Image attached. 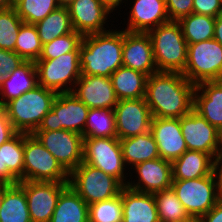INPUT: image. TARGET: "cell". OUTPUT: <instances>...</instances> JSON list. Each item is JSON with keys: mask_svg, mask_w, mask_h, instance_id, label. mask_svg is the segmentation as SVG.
<instances>
[{"mask_svg": "<svg viewBox=\"0 0 222 222\" xmlns=\"http://www.w3.org/2000/svg\"><path fill=\"white\" fill-rule=\"evenodd\" d=\"M180 72H156L147 78L145 100L152 117L181 118L193 109L194 90Z\"/></svg>", "mask_w": 222, "mask_h": 222, "instance_id": "cell-1", "label": "cell"}, {"mask_svg": "<svg viewBox=\"0 0 222 222\" xmlns=\"http://www.w3.org/2000/svg\"><path fill=\"white\" fill-rule=\"evenodd\" d=\"M123 28L84 35L80 45L81 74L110 77L123 66Z\"/></svg>", "mask_w": 222, "mask_h": 222, "instance_id": "cell-2", "label": "cell"}, {"mask_svg": "<svg viewBox=\"0 0 222 222\" xmlns=\"http://www.w3.org/2000/svg\"><path fill=\"white\" fill-rule=\"evenodd\" d=\"M147 33L152 41L158 72L183 73L187 63L188 43L179 22H166Z\"/></svg>", "mask_w": 222, "mask_h": 222, "instance_id": "cell-3", "label": "cell"}, {"mask_svg": "<svg viewBox=\"0 0 222 222\" xmlns=\"http://www.w3.org/2000/svg\"><path fill=\"white\" fill-rule=\"evenodd\" d=\"M56 96L55 91L38 85L7 102L3 107L17 132L33 134L43 117L51 110Z\"/></svg>", "mask_w": 222, "mask_h": 222, "instance_id": "cell-4", "label": "cell"}, {"mask_svg": "<svg viewBox=\"0 0 222 222\" xmlns=\"http://www.w3.org/2000/svg\"><path fill=\"white\" fill-rule=\"evenodd\" d=\"M68 184L88 205L111 199L124 187L117 178L84 162L69 173Z\"/></svg>", "mask_w": 222, "mask_h": 222, "instance_id": "cell-5", "label": "cell"}, {"mask_svg": "<svg viewBox=\"0 0 222 222\" xmlns=\"http://www.w3.org/2000/svg\"><path fill=\"white\" fill-rule=\"evenodd\" d=\"M23 181L69 182V173L34 134L24 133Z\"/></svg>", "mask_w": 222, "mask_h": 222, "instance_id": "cell-6", "label": "cell"}, {"mask_svg": "<svg viewBox=\"0 0 222 222\" xmlns=\"http://www.w3.org/2000/svg\"><path fill=\"white\" fill-rule=\"evenodd\" d=\"M83 162L117 178L124 186L129 181L130 171L126 169L118 138H83Z\"/></svg>", "mask_w": 222, "mask_h": 222, "instance_id": "cell-7", "label": "cell"}, {"mask_svg": "<svg viewBox=\"0 0 222 222\" xmlns=\"http://www.w3.org/2000/svg\"><path fill=\"white\" fill-rule=\"evenodd\" d=\"M182 74L195 85L222 80V45L214 38L188 44L187 63Z\"/></svg>", "mask_w": 222, "mask_h": 222, "instance_id": "cell-8", "label": "cell"}, {"mask_svg": "<svg viewBox=\"0 0 222 222\" xmlns=\"http://www.w3.org/2000/svg\"><path fill=\"white\" fill-rule=\"evenodd\" d=\"M35 66L38 85L56 93L72 92L81 76L79 51H72L55 59L37 60Z\"/></svg>", "mask_w": 222, "mask_h": 222, "instance_id": "cell-9", "label": "cell"}, {"mask_svg": "<svg viewBox=\"0 0 222 222\" xmlns=\"http://www.w3.org/2000/svg\"><path fill=\"white\" fill-rule=\"evenodd\" d=\"M89 108L72 92L57 93L36 131L68 130L83 134Z\"/></svg>", "mask_w": 222, "mask_h": 222, "instance_id": "cell-10", "label": "cell"}, {"mask_svg": "<svg viewBox=\"0 0 222 222\" xmlns=\"http://www.w3.org/2000/svg\"><path fill=\"white\" fill-rule=\"evenodd\" d=\"M171 187L190 217L199 218L218 203L214 172L197 179L173 180Z\"/></svg>", "mask_w": 222, "mask_h": 222, "instance_id": "cell-11", "label": "cell"}, {"mask_svg": "<svg viewBox=\"0 0 222 222\" xmlns=\"http://www.w3.org/2000/svg\"><path fill=\"white\" fill-rule=\"evenodd\" d=\"M43 146L70 173L83 162V136L68 130L35 131Z\"/></svg>", "mask_w": 222, "mask_h": 222, "instance_id": "cell-12", "label": "cell"}, {"mask_svg": "<svg viewBox=\"0 0 222 222\" xmlns=\"http://www.w3.org/2000/svg\"><path fill=\"white\" fill-rule=\"evenodd\" d=\"M181 132L188 150L210 154L215 160L220 153L219 130L192 109L180 118Z\"/></svg>", "mask_w": 222, "mask_h": 222, "instance_id": "cell-13", "label": "cell"}, {"mask_svg": "<svg viewBox=\"0 0 222 222\" xmlns=\"http://www.w3.org/2000/svg\"><path fill=\"white\" fill-rule=\"evenodd\" d=\"M26 194L27 205L32 222H50L61 192L68 182H34L18 183Z\"/></svg>", "mask_w": 222, "mask_h": 222, "instance_id": "cell-14", "label": "cell"}, {"mask_svg": "<svg viewBox=\"0 0 222 222\" xmlns=\"http://www.w3.org/2000/svg\"><path fill=\"white\" fill-rule=\"evenodd\" d=\"M113 110L118 139L134 137L150 131L152 114L145 97L119 100Z\"/></svg>", "mask_w": 222, "mask_h": 222, "instance_id": "cell-15", "label": "cell"}, {"mask_svg": "<svg viewBox=\"0 0 222 222\" xmlns=\"http://www.w3.org/2000/svg\"><path fill=\"white\" fill-rule=\"evenodd\" d=\"M132 168L129 170L133 172H129L131 181L129 179L127 187L149 194L171 188L173 182L172 162L159 157L139 163ZM133 173H135L136 180L132 178Z\"/></svg>", "mask_w": 222, "mask_h": 222, "instance_id": "cell-16", "label": "cell"}, {"mask_svg": "<svg viewBox=\"0 0 222 222\" xmlns=\"http://www.w3.org/2000/svg\"><path fill=\"white\" fill-rule=\"evenodd\" d=\"M67 8L73 29L83 36L110 30L107 19L112 12L100 0H74Z\"/></svg>", "mask_w": 222, "mask_h": 222, "instance_id": "cell-17", "label": "cell"}, {"mask_svg": "<svg viewBox=\"0 0 222 222\" xmlns=\"http://www.w3.org/2000/svg\"><path fill=\"white\" fill-rule=\"evenodd\" d=\"M123 66L146 74L158 72L152 41L148 33L128 32L123 29Z\"/></svg>", "mask_w": 222, "mask_h": 222, "instance_id": "cell-18", "label": "cell"}, {"mask_svg": "<svg viewBox=\"0 0 222 222\" xmlns=\"http://www.w3.org/2000/svg\"><path fill=\"white\" fill-rule=\"evenodd\" d=\"M72 93L89 109H114L118 102L110 77L81 74Z\"/></svg>", "mask_w": 222, "mask_h": 222, "instance_id": "cell-19", "label": "cell"}, {"mask_svg": "<svg viewBox=\"0 0 222 222\" xmlns=\"http://www.w3.org/2000/svg\"><path fill=\"white\" fill-rule=\"evenodd\" d=\"M150 131L162 159L173 162L188 150L179 118L152 117Z\"/></svg>", "mask_w": 222, "mask_h": 222, "instance_id": "cell-20", "label": "cell"}, {"mask_svg": "<svg viewBox=\"0 0 222 222\" xmlns=\"http://www.w3.org/2000/svg\"><path fill=\"white\" fill-rule=\"evenodd\" d=\"M125 31L147 33L169 22L165 0H132Z\"/></svg>", "mask_w": 222, "mask_h": 222, "instance_id": "cell-21", "label": "cell"}, {"mask_svg": "<svg viewBox=\"0 0 222 222\" xmlns=\"http://www.w3.org/2000/svg\"><path fill=\"white\" fill-rule=\"evenodd\" d=\"M193 109L220 131L222 129V80L198 83L194 90Z\"/></svg>", "mask_w": 222, "mask_h": 222, "instance_id": "cell-22", "label": "cell"}, {"mask_svg": "<svg viewBox=\"0 0 222 222\" xmlns=\"http://www.w3.org/2000/svg\"><path fill=\"white\" fill-rule=\"evenodd\" d=\"M24 133L17 132L0 146V183L13 185L23 181Z\"/></svg>", "mask_w": 222, "mask_h": 222, "instance_id": "cell-23", "label": "cell"}, {"mask_svg": "<svg viewBox=\"0 0 222 222\" xmlns=\"http://www.w3.org/2000/svg\"><path fill=\"white\" fill-rule=\"evenodd\" d=\"M123 222H159L154 195L124 186L121 190Z\"/></svg>", "mask_w": 222, "mask_h": 222, "instance_id": "cell-24", "label": "cell"}, {"mask_svg": "<svg viewBox=\"0 0 222 222\" xmlns=\"http://www.w3.org/2000/svg\"><path fill=\"white\" fill-rule=\"evenodd\" d=\"M216 160L207 153L187 150L172 162L173 180L205 177L214 172Z\"/></svg>", "mask_w": 222, "mask_h": 222, "instance_id": "cell-25", "label": "cell"}, {"mask_svg": "<svg viewBox=\"0 0 222 222\" xmlns=\"http://www.w3.org/2000/svg\"><path fill=\"white\" fill-rule=\"evenodd\" d=\"M38 86L37 71L34 61H24L0 86V106Z\"/></svg>", "mask_w": 222, "mask_h": 222, "instance_id": "cell-26", "label": "cell"}, {"mask_svg": "<svg viewBox=\"0 0 222 222\" xmlns=\"http://www.w3.org/2000/svg\"><path fill=\"white\" fill-rule=\"evenodd\" d=\"M127 169L135 165L159 158V151L151 131L134 137L119 139Z\"/></svg>", "mask_w": 222, "mask_h": 222, "instance_id": "cell-27", "label": "cell"}, {"mask_svg": "<svg viewBox=\"0 0 222 222\" xmlns=\"http://www.w3.org/2000/svg\"><path fill=\"white\" fill-rule=\"evenodd\" d=\"M147 78L146 74L124 66L110 76L118 101L145 97Z\"/></svg>", "mask_w": 222, "mask_h": 222, "instance_id": "cell-28", "label": "cell"}, {"mask_svg": "<svg viewBox=\"0 0 222 222\" xmlns=\"http://www.w3.org/2000/svg\"><path fill=\"white\" fill-rule=\"evenodd\" d=\"M50 222H89L88 204L68 185L58 198Z\"/></svg>", "mask_w": 222, "mask_h": 222, "instance_id": "cell-29", "label": "cell"}, {"mask_svg": "<svg viewBox=\"0 0 222 222\" xmlns=\"http://www.w3.org/2000/svg\"><path fill=\"white\" fill-rule=\"evenodd\" d=\"M0 222H32L26 194L19 184H4V197L0 207Z\"/></svg>", "mask_w": 222, "mask_h": 222, "instance_id": "cell-30", "label": "cell"}, {"mask_svg": "<svg viewBox=\"0 0 222 222\" xmlns=\"http://www.w3.org/2000/svg\"><path fill=\"white\" fill-rule=\"evenodd\" d=\"M35 26L42 45L74 31L67 7H58Z\"/></svg>", "mask_w": 222, "mask_h": 222, "instance_id": "cell-31", "label": "cell"}, {"mask_svg": "<svg viewBox=\"0 0 222 222\" xmlns=\"http://www.w3.org/2000/svg\"><path fill=\"white\" fill-rule=\"evenodd\" d=\"M215 21V17L191 13L181 18L178 22L186 42L195 44L214 37Z\"/></svg>", "mask_w": 222, "mask_h": 222, "instance_id": "cell-32", "label": "cell"}, {"mask_svg": "<svg viewBox=\"0 0 222 222\" xmlns=\"http://www.w3.org/2000/svg\"><path fill=\"white\" fill-rule=\"evenodd\" d=\"M82 136L83 138H118L114 110L109 108L89 109Z\"/></svg>", "mask_w": 222, "mask_h": 222, "instance_id": "cell-33", "label": "cell"}, {"mask_svg": "<svg viewBox=\"0 0 222 222\" xmlns=\"http://www.w3.org/2000/svg\"><path fill=\"white\" fill-rule=\"evenodd\" d=\"M153 195L159 222H179L191 218L172 187Z\"/></svg>", "mask_w": 222, "mask_h": 222, "instance_id": "cell-34", "label": "cell"}, {"mask_svg": "<svg viewBox=\"0 0 222 222\" xmlns=\"http://www.w3.org/2000/svg\"><path fill=\"white\" fill-rule=\"evenodd\" d=\"M40 41L35 24L23 22L19 28L14 51L24 61H37L42 53Z\"/></svg>", "mask_w": 222, "mask_h": 222, "instance_id": "cell-35", "label": "cell"}, {"mask_svg": "<svg viewBox=\"0 0 222 222\" xmlns=\"http://www.w3.org/2000/svg\"><path fill=\"white\" fill-rule=\"evenodd\" d=\"M59 7L57 0H16L14 8L23 22L36 24Z\"/></svg>", "mask_w": 222, "mask_h": 222, "instance_id": "cell-36", "label": "cell"}, {"mask_svg": "<svg viewBox=\"0 0 222 222\" xmlns=\"http://www.w3.org/2000/svg\"><path fill=\"white\" fill-rule=\"evenodd\" d=\"M89 222H123L121 193L111 199L88 205Z\"/></svg>", "mask_w": 222, "mask_h": 222, "instance_id": "cell-37", "label": "cell"}, {"mask_svg": "<svg viewBox=\"0 0 222 222\" xmlns=\"http://www.w3.org/2000/svg\"><path fill=\"white\" fill-rule=\"evenodd\" d=\"M82 39L83 35L75 30L69 34L59 36L42 46V53L38 60L55 59L72 51H80Z\"/></svg>", "mask_w": 222, "mask_h": 222, "instance_id": "cell-38", "label": "cell"}, {"mask_svg": "<svg viewBox=\"0 0 222 222\" xmlns=\"http://www.w3.org/2000/svg\"><path fill=\"white\" fill-rule=\"evenodd\" d=\"M23 21L14 7L0 10V48L14 51L19 28Z\"/></svg>", "mask_w": 222, "mask_h": 222, "instance_id": "cell-39", "label": "cell"}, {"mask_svg": "<svg viewBox=\"0 0 222 222\" xmlns=\"http://www.w3.org/2000/svg\"><path fill=\"white\" fill-rule=\"evenodd\" d=\"M24 60L15 52L0 48V86Z\"/></svg>", "mask_w": 222, "mask_h": 222, "instance_id": "cell-40", "label": "cell"}, {"mask_svg": "<svg viewBox=\"0 0 222 222\" xmlns=\"http://www.w3.org/2000/svg\"><path fill=\"white\" fill-rule=\"evenodd\" d=\"M170 21H179L193 12V0H165Z\"/></svg>", "mask_w": 222, "mask_h": 222, "instance_id": "cell-41", "label": "cell"}, {"mask_svg": "<svg viewBox=\"0 0 222 222\" xmlns=\"http://www.w3.org/2000/svg\"><path fill=\"white\" fill-rule=\"evenodd\" d=\"M222 8L219 0H193V12L197 14L218 17Z\"/></svg>", "mask_w": 222, "mask_h": 222, "instance_id": "cell-42", "label": "cell"}, {"mask_svg": "<svg viewBox=\"0 0 222 222\" xmlns=\"http://www.w3.org/2000/svg\"><path fill=\"white\" fill-rule=\"evenodd\" d=\"M16 133L17 131L7 117L4 107L0 106V146L11 139Z\"/></svg>", "mask_w": 222, "mask_h": 222, "instance_id": "cell-43", "label": "cell"}, {"mask_svg": "<svg viewBox=\"0 0 222 222\" xmlns=\"http://www.w3.org/2000/svg\"><path fill=\"white\" fill-rule=\"evenodd\" d=\"M198 222H222V203L218 202L208 213L199 217Z\"/></svg>", "mask_w": 222, "mask_h": 222, "instance_id": "cell-44", "label": "cell"}, {"mask_svg": "<svg viewBox=\"0 0 222 222\" xmlns=\"http://www.w3.org/2000/svg\"><path fill=\"white\" fill-rule=\"evenodd\" d=\"M214 176L216 179L217 199L222 203V158H218L215 162Z\"/></svg>", "mask_w": 222, "mask_h": 222, "instance_id": "cell-45", "label": "cell"}, {"mask_svg": "<svg viewBox=\"0 0 222 222\" xmlns=\"http://www.w3.org/2000/svg\"><path fill=\"white\" fill-rule=\"evenodd\" d=\"M100 1L110 12H112V14L115 11H117L116 8L121 7V4L123 5V3H128V0H100Z\"/></svg>", "mask_w": 222, "mask_h": 222, "instance_id": "cell-46", "label": "cell"}, {"mask_svg": "<svg viewBox=\"0 0 222 222\" xmlns=\"http://www.w3.org/2000/svg\"><path fill=\"white\" fill-rule=\"evenodd\" d=\"M222 45V16L219 15L216 17L215 21V29H214V37Z\"/></svg>", "mask_w": 222, "mask_h": 222, "instance_id": "cell-47", "label": "cell"}, {"mask_svg": "<svg viewBox=\"0 0 222 222\" xmlns=\"http://www.w3.org/2000/svg\"><path fill=\"white\" fill-rule=\"evenodd\" d=\"M16 0H0V10H6L14 7Z\"/></svg>", "mask_w": 222, "mask_h": 222, "instance_id": "cell-48", "label": "cell"}, {"mask_svg": "<svg viewBox=\"0 0 222 222\" xmlns=\"http://www.w3.org/2000/svg\"><path fill=\"white\" fill-rule=\"evenodd\" d=\"M74 0H57L59 7H68Z\"/></svg>", "mask_w": 222, "mask_h": 222, "instance_id": "cell-49", "label": "cell"}, {"mask_svg": "<svg viewBox=\"0 0 222 222\" xmlns=\"http://www.w3.org/2000/svg\"><path fill=\"white\" fill-rule=\"evenodd\" d=\"M4 197V183H0V207Z\"/></svg>", "mask_w": 222, "mask_h": 222, "instance_id": "cell-50", "label": "cell"}, {"mask_svg": "<svg viewBox=\"0 0 222 222\" xmlns=\"http://www.w3.org/2000/svg\"><path fill=\"white\" fill-rule=\"evenodd\" d=\"M220 135V153H219V158H222V129L219 131Z\"/></svg>", "mask_w": 222, "mask_h": 222, "instance_id": "cell-51", "label": "cell"}, {"mask_svg": "<svg viewBox=\"0 0 222 222\" xmlns=\"http://www.w3.org/2000/svg\"><path fill=\"white\" fill-rule=\"evenodd\" d=\"M179 222H198V218L191 217L189 219L179 221Z\"/></svg>", "mask_w": 222, "mask_h": 222, "instance_id": "cell-52", "label": "cell"}]
</instances>
